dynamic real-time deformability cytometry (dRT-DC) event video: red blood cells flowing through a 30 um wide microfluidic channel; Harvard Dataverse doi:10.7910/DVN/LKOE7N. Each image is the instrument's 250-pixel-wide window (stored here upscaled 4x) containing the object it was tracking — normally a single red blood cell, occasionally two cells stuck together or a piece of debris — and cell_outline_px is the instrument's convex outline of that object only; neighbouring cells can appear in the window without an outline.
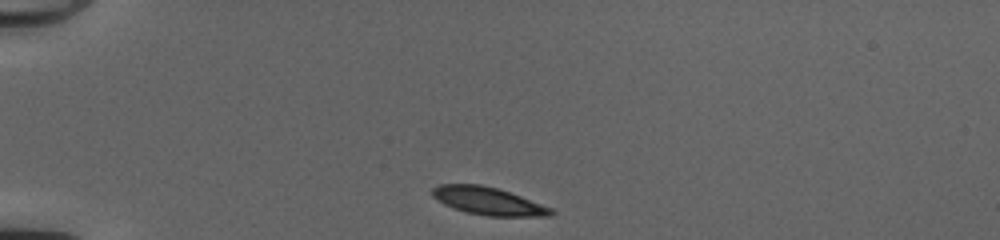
{"species": "common noctule bat (a hibernating species)", "species_latin": "Nyctalus noctula", "temperature_condition": "cold", "stored_images_in_passage": 39, "camera_frame_rate_fps": 3000, "um_per_image_px": 0.085, "animal": {"sex": "female", "body_mass_g": 20.0, "forearm_length_mm": 54.0}, "frame": {"image": 1, "passage_image": 1, "time_ms": 0.0, "image_size_px": [1000, 240], "cell_outline_px": [[556, 212], [552, 216], [488, 216], [464, 212], [452, 208], [436, 200], [432, 196], [432, 188], [440, 184], [480, 184], [496, 188], [520, 196], [552, 208]], "centroid_in_image_um": [41.47, 17.09], "position_along_channel_um": 43.5, "area_um2": 19.19}}
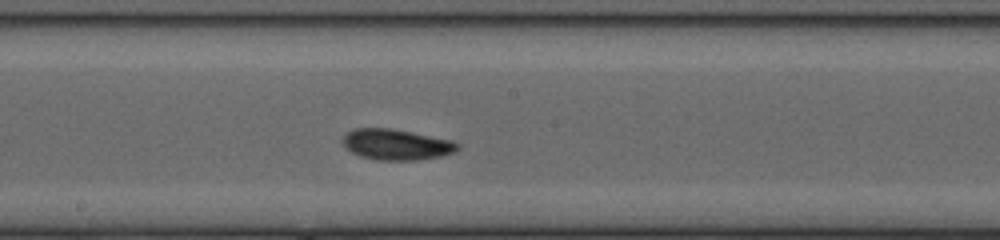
{"frame": {"image": 2, "passage_image": 17, "time_ms": 5.333, "image_size_px": [1000, 240], "cell_outline_px": [[460, 148], [456, 152], [440, 156], [416, 160], [376, 160], [360, 156], [344, 148], [340, 140], [352, 128], [392, 128], [452, 140], [460, 144]], "centroid_in_image_um": [33.67, 12.28], "position_along_channel_um": 214.5, "area_um2": 20.87}}
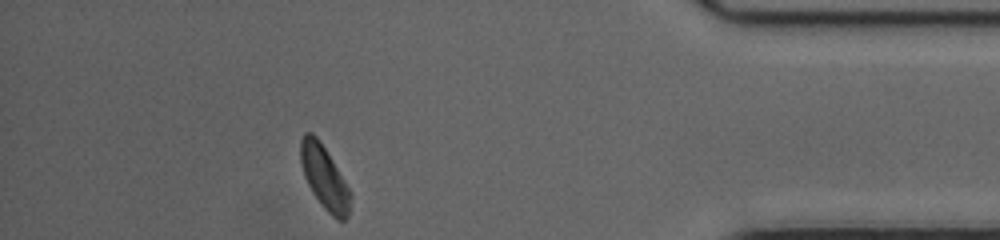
{"frame": {"image": 3, "passage_image": 34, "time_ms": 11.0, "image_size_px": [1000, 240], "cell_outline_px": [[352, 196], [348, 216], [344, 220], [336, 220], [324, 208], [312, 192], [304, 176], [300, 160], [300, 140], [304, 132], [312, 132], [320, 140], [352, 192]], "centroid_in_image_um": [27.58, 15.07], "position_along_channel_um": 407.6, "area_um2": 18.55}, "authors_computed_cell_mechanics": {"area_um2": 19.7098, "velocity_mm_per_s": 4.0357, "shape_relaxation_time_tau1_ms": 3.766, "shape_relaxation_time_tau2_ms": 5.9737, "deformation_change_tau1": 0.1197, "deformation_change_tau2": 0.0982}}